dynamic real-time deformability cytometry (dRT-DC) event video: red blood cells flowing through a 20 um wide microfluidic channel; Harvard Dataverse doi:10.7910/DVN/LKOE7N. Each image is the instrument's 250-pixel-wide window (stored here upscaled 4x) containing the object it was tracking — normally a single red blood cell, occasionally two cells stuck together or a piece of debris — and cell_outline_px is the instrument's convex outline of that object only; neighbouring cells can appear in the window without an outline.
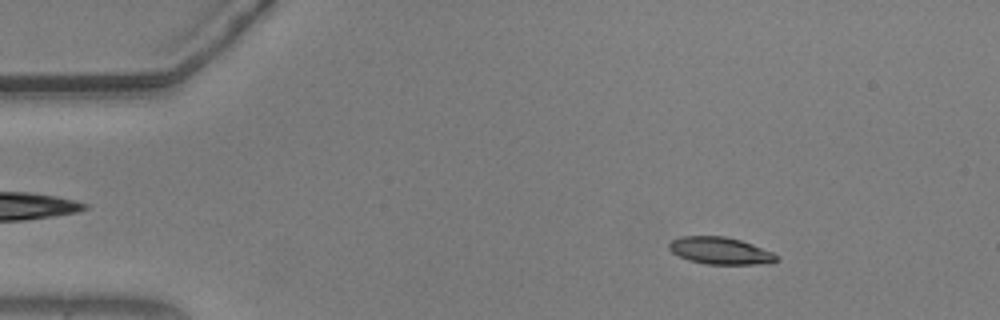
{"species": "common noctule bat (a hibernating species)", "species_latin": "Nyctalus noctula", "temperature_condition": "warm", "stored_images_in_passage": 55, "camera_frame_rate_fps": 3000, "um_per_image_px": 0.085, "animal": {"sex": "male", "body_mass_g": 20.5, "forearm_length_mm": 52.5}, "frame": {"image": 1, "passage_image": 8, "time_ms": 2.333, "image_size_px": [1000, 320], "cell_outline_px": [[780, 256], [776, 260], [768, 264], [704, 264], [688, 260], [672, 252], [668, 248], [668, 244], [672, 240], [680, 236], [724, 236], [740, 240], [752, 244], [772, 252]], "centroid_in_image_um": [61.21, 21.31], "position_along_channel_um": 23.8, "area_um2": 16.99}}
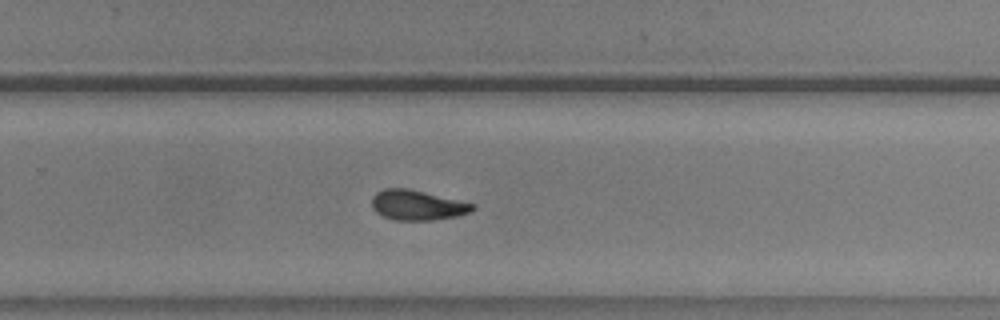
{"frame": {"image": 2, "passage_image": 36, "time_ms": 11.667, "image_size_px": [1000, 320], "cell_outline_px": [[476, 208], [472, 212], [456, 216], [432, 220], [396, 220], [384, 216], [376, 212], [372, 208], [372, 196], [376, 192], [384, 188], [408, 188], [476, 204]], "centroid_in_image_um": [35.48, 17.43], "position_along_channel_um": 294.3, "area_um2": 17.69}}
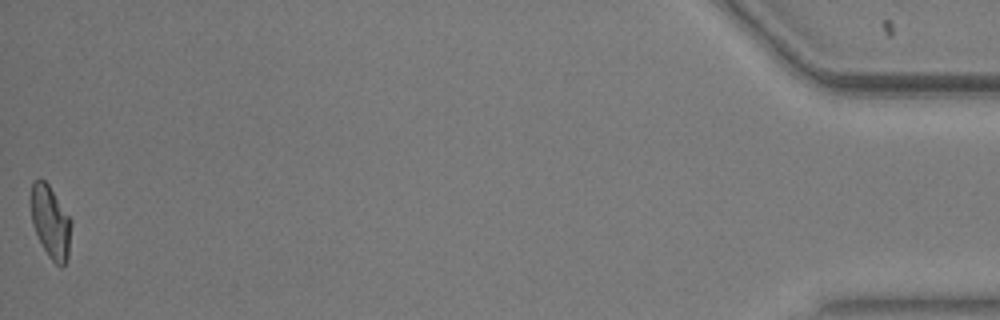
{"frame": {"image": 3, "passage_image": 55, "time_ms": 18.0, "image_size_px": [1000, 320], "cell_outline_px": [[72, 224], [68, 256], [64, 264], [60, 268], [48, 256], [32, 224], [32, 180], [44, 180], [48, 184], [72, 220]], "centroid_in_image_um": [4.33, 18.89], "position_along_channel_um": 430.9, "area_um2": 16.7}, "authors_computed_cell_mechanics": {"area_um2": 17.5134, "velocity_mm_per_s": 3.69, "shape_relaxation_time_tau1_ms": 4.7525, "shape_relaxation_time_tau2_ms": 5.0725, "deformation_change_tau1": 0.167, "deformation_change_tau2": 0.1172}}